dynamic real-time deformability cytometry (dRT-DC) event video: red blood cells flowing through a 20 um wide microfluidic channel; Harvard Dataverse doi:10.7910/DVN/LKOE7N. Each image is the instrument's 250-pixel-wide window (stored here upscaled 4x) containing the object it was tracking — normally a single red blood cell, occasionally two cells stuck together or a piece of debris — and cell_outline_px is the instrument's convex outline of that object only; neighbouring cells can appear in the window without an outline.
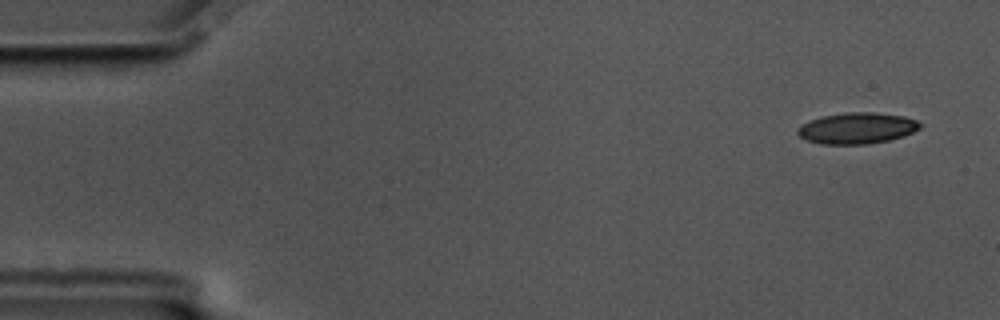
{"species": "common noctule bat (a hibernating species)", "species_latin": "Nyctalus noctula", "temperature_condition": "cold", "stored_images_in_passage": 57, "camera_frame_rate_fps": 3000, "um_per_image_px": 0.085, "animal": {"sex": "male", "body_mass_g": 17.5, "forearm_length_mm": 52.3}, "frame": {"image": 1, "passage_image": 3, "time_ms": 0.667, "image_size_px": [1000, 320], "cell_outline_px": [[924, 124], [920, 128], [904, 136], [888, 140], [868, 144], [820, 144], [808, 140], [800, 136], [796, 132], [796, 128], [800, 124], [808, 120], [820, 116], [848, 112], [876, 112], [904, 116], [916, 120]], "centroid_in_image_um": [72.83, 10.88], "position_along_channel_um": 12.2, "area_um2": 22.48}}
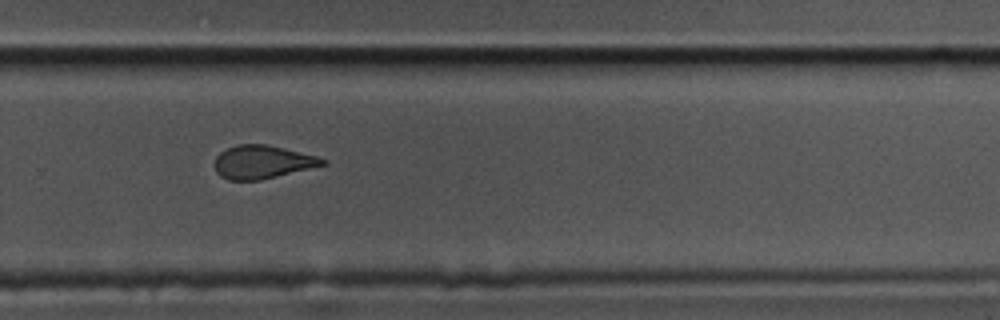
{"frame": {"image": 2, "passage_image": 38, "time_ms": 12.333, "image_size_px": [1000, 320], "cell_outline_px": [[328, 164], [260, 180], [228, 180], [220, 176], [216, 172], [216, 156], [220, 152], [236, 144], [268, 144], [316, 156], [328, 160]], "centroid_in_image_um": [22.31, 13.77], "position_along_channel_um": 307.5, "area_um2": 20.87}}
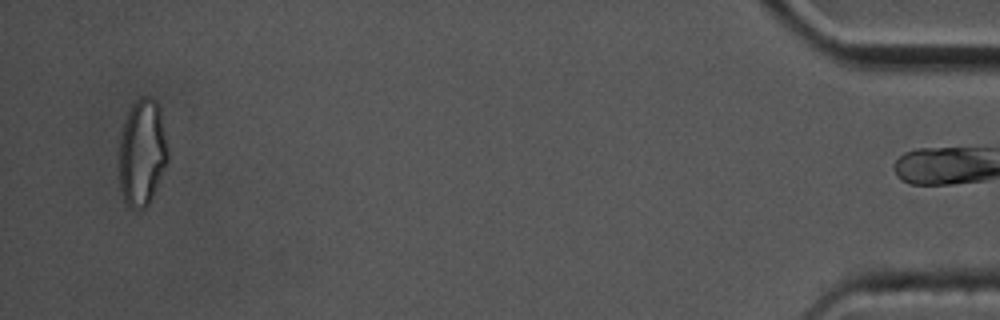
{"frame": {"image": 3, "passage_image": 55, "time_ms": 18.0, "image_size_px": [1000, 320], "cell_outline_px": [[168, 160], [156, 188], [148, 204], [144, 208], [132, 208], [124, 200], [120, 188], [120, 136], [124, 120], [132, 104], [140, 96], [152, 96], [156, 100], [160, 108], [168, 152]], "centroid_in_image_um": [12.08, 12.92], "position_along_channel_um": 423.1, "area_um2": 30.17}, "authors_computed_cell_mechanics": {"area_um2": 22.4842, "velocity_mm_per_s": 3.5125, "shape_relaxation_time_tau1_ms": 5.8543, "shape_relaxation_time_tau2_ms": 2.209, "deformation_change_tau1": 0.1491, "deformation_change_tau2": 0.0904}}